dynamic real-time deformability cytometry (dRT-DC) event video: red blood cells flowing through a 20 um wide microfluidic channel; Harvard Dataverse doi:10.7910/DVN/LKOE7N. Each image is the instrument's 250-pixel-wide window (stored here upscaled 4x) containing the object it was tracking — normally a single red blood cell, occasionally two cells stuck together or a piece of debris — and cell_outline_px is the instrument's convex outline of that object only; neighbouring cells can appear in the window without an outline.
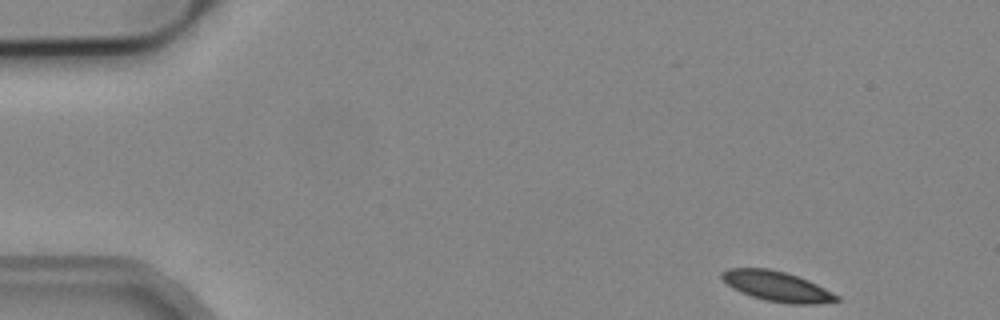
{"species": "common noctule bat (a hibernating species)", "species_latin": "Nyctalus noctula", "temperature_condition": "cold", "stored_images_in_passage": 4, "camera_frame_rate_fps": 3000, "um_per_image_px": 0.085, "animal": {"sex": "male", "body_mass_g": 19.2, "forearm_length_mm": 51.8}, "frame": {"image": 1, "passage_image": 1, "time_ms": 0.0, "image_size_px": [1000, 320], "cell_outline_px": [[840, 300], [816, 304], [788, 304], [764, 300], [740, 292], [732, 288], [720, 276], [720, 272], [728, 268], [768, 268], [784, 272], [808, 280], [840, 296]], "centroid_in_image_um": [66.02, 24.34], "position_along_channel_um": 19.0, "area_um2": 20.06}}
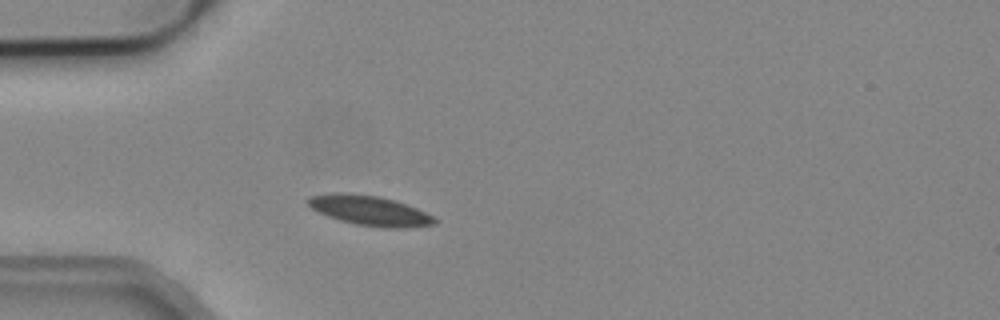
{"frame": {"image": 2, "passage_image": 4, "time_ms": 1.0, "image_size_px": [1000, 320], "cell_outline_px": [[440, 220], [436, 224], [396, 228], [384, 228], [356, 224], [340, 220], [316, 212], [304, 200], [312, 196], [340, 192], [380, 196], [416, 208]], "centroid_in_image_um": [31.4, 17.9], "position_along_channel_um": 53.6, "area_um2": 21.79}}